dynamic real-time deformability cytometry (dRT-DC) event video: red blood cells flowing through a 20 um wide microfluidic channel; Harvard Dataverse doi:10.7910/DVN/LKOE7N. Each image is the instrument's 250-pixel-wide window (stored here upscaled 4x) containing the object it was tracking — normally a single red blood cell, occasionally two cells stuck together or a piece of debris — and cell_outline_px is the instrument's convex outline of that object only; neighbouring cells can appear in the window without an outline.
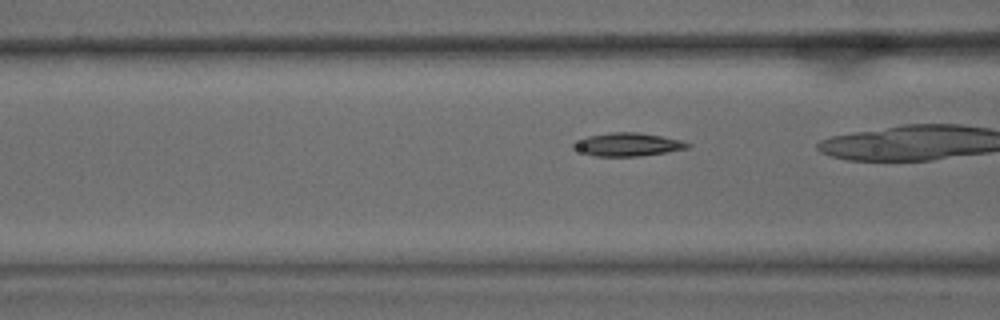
{"species": "common noctule bat (a hibernating species)", "species_latin": "Nyctalus noctula", "temperature_condition": "warm", "stored_images_in_passage": 37, "camera_frame_rate_fps": 3000, "um_per_image_px": 0.085, "animal": {"sex": "male", "body_mass_g": 15.6}, "frame": {"image": 1, "passage_image": 16, "time_ms": 5.0, "image_size_px": [1000, 320], "cell_outline_px": [[692, 144], [688, 148], [668, 152], [640, 156], [596, 156], [572, 148], [572, 144], [588, 136], [612, 132], [640, 132], [680, 140]], "centroid_in_image_um": [53.4, 12.28], "position_along_channel_um": 113.2, "area_um2": 15.26}}